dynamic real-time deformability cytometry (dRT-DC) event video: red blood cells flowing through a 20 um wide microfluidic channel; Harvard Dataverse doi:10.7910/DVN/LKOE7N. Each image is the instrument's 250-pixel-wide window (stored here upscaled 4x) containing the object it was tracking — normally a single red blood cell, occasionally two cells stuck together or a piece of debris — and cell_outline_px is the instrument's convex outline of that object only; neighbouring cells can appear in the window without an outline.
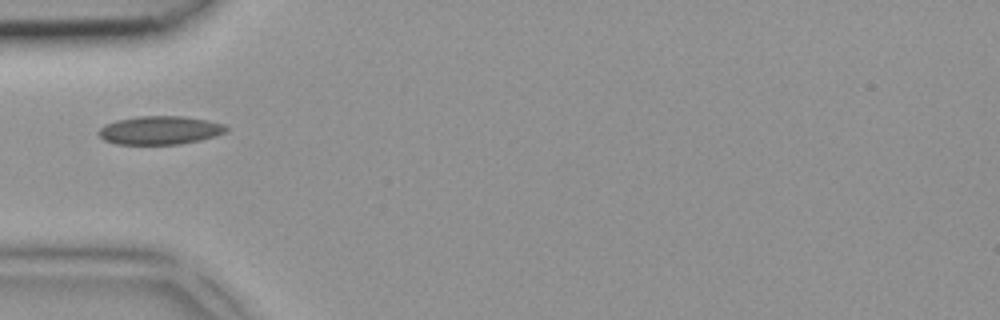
{"species": "common noctule bat (a hibernating species)", "species_latin": "Nyctalus noctula", "temperature_condition": "room temperature", "stored_images_in_passage": 5, "camera_frame_rate_fps": 3000, "um_per_image_px": 0.085, "animal": {"sex": "female", "body_mass_g": 18.4}, "frame": {"image": 1, "passage_image": 5, "time_ms": 1.333, "image_size_px": [1000, 320], "cell_outline_px": [[228, 128], [224, 132], [200, 140], [180, 144], [116, 144], [104, 140], [96, 132], [104, 124], [116, 120], [136, 116], [184, 116], [224, 124]], "centroid_in_image_um": [13.52, 11.07], "position_along_channel_um": 71.5, "area_um2": 21.04}}